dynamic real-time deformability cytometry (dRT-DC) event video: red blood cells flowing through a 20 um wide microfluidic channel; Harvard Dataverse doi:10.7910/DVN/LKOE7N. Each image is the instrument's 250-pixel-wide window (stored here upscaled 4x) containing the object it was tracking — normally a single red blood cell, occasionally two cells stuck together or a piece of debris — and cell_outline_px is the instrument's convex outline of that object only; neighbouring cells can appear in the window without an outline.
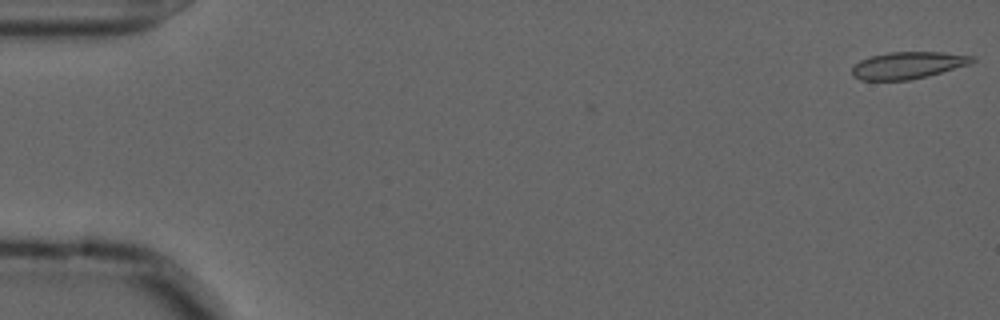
{"species": "common noctule bat (a hibernating species)", "species_latin": "Nyctalus noctula", "temperature_condition": "cold", "stored_images_in_passage": 56, "camera_frame_rate_fps": 3000, "um_per_image_px": 0.085, "animal": {"sex": "male", "forearm_length_mm": 52.5}, "frame": {"image": 1, "passage_image": 1, "time_ms": 0.0, "image_size_px": [1000, 320], "cell_outline_px": [[976, 60], [968, 64], [928, 76], [908, 80], [860, 80], [852, 76], [852, 68], [860, 60], [872, 56], [888, 52], [944, 52], [976, 56]], "centroid_in_image_um": [77.17, 5.54], "position_along_channel_um": 7.8, "area_um2": 18.84}}
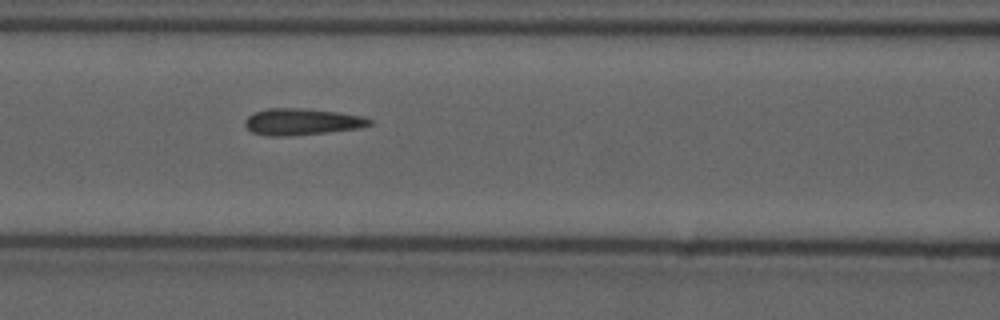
{"frame": {"image": 2, "passage_image": 24, "time_ms": 7.667, "image_size_px": [1000, 320], "cell_outline_px": [[372, 124], [360, 128], [328, 132], [292, 136], [268, 136], [252, 132], [244, 124], [244, 120], [248, 116], [256, 112], [268, 108], [300, 108], [336, 112], [364, 116], [372, 120]], "centroid_in_image_um": [25.66, 10.36], "position_along_channel_um": 140.9, "area_um2": 19.31}}
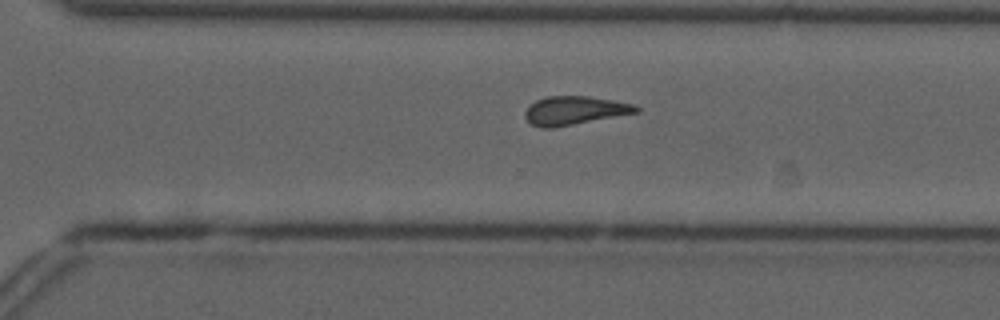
{"frame": {"image": 3, "passage_image": 39, "time_ms": 12.667, "image_size_px": [1000, 320], "cell_outline_px": [[640, 112], [552, 128], [540, 128], [532, 124], [524, 116], [524, 112], [536, 100], [548, 96], [588, 96], [612, 100], [632, 104], [640, 108]], "centroid_in_image_um": [48.84, 9.39], "position_along_channel_um": 321.8, "area_um2": 18.32}, "authors_computed_cell_mechanics": {"area_um2": 18.6694, "velocity_mm_per_s": 3.6312, "shape_relaxation_time_tau1_ms": null, "shape_relaxation_time_tau2_ms": 3.2249, "deformation_change_tau1": null, "deformation_change_tau2": 0.1}}